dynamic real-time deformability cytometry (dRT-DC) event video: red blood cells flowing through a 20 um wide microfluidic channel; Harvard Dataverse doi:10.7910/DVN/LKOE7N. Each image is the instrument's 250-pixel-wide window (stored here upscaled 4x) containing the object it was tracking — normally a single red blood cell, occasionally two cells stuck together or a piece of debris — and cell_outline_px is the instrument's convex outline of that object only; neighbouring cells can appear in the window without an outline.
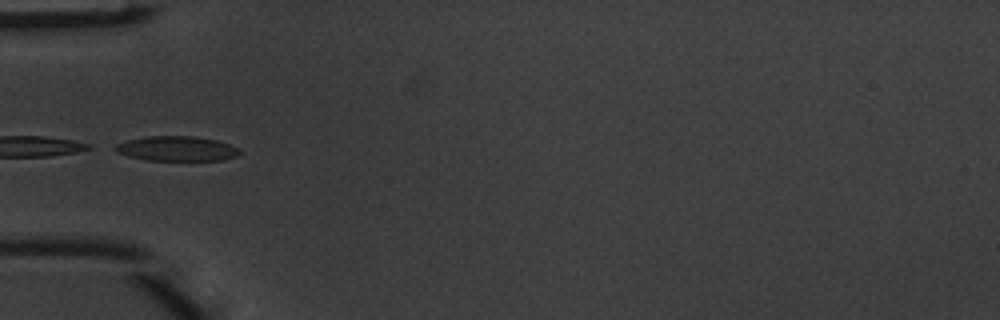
{"species": "common noctule bat (a hibernating species)", "species_latin": "Nyctalus noctula", "temperature_condition": "warm", "stored_images_in_passage": 5, "camera_frame_rate_fps": 3000, "um_per_image_px": 0.085, "animal": {"sex": "male", "body_mass_g": 20.1, "forearm_length_mm": 53.5}, "frame": {"image": 1, "passage_image": 5, "time_ms": 1.333, "image_size_px": [1000, 320], "cell_outline_px": [[240, 152], [236, 156], [224, 160], [144, 160], [128, 156], [116, 152], [108, 148], [116, 144], [128, 140], [144, 136], [196, 136], [216, 140], [240, 148]], "centroid_in_image_um": [14.96, 12.63], "position_along_channel_um": 70.0, "area_um2": 18.21}}